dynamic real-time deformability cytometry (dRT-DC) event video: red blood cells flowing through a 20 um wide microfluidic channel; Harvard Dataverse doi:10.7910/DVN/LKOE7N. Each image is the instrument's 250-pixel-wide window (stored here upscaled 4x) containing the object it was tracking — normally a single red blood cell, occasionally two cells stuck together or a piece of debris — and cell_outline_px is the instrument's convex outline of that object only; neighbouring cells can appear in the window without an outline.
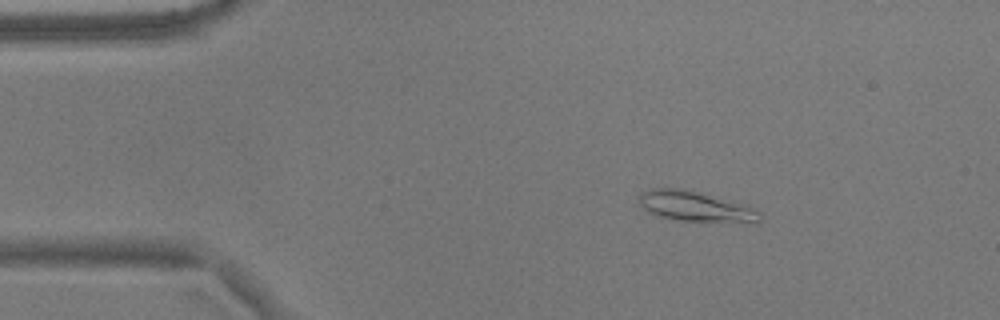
{"species": "common noctule bat (a hibernating species)", "species_latin": "Nyctalus noctula", "temperature_condition": "warm", "stored_images_in_passage": 12, "camera_frame_rate_fps": 3000, "um_per_image_px": 0.085, "animal": {"sex": "male", "body_mass_g": 17.9}, "frame": {"image": 1, "passage_image": 1, "time_ms": 0.0, "image_size_px": [1000, 320], "cell_outline_px": [[760, 220], [756, 224], [680, 220], [660, 216], [648, 212], [640, 204], [640, 192], [652, 188], [676, 188], [748, 204], [760, 212]], "centroid_in_image_um": [59.2, 17.58], "position_along_channel_um": 25.8, "area_um2": 21.33}}